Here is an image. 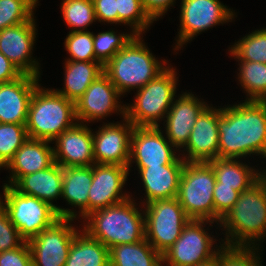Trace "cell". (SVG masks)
<instances>
[{
    "mask_svg": "<svg viewBox=\"0 0 266 266\" xmlns=\"http://www.w3.org/2000/svg\"><path fill=\"white\" fill-rule=\"evenodd\" d=\"M218 131L219 158L266 157V101L246 99L220 108Z\"/></svg>",
    "mask_w": 266,
    "mask_h": 266,
    "instance_id": "cell-1",
    "label": "cell"
},
{
    "mask_svg": "<svg viewBox=\"0 0 266 266\" xmlns=\"http://www.w3.org/2000/svg\"><path fill=\"white\" fill-rule=\"evenodd\" d=\"M230 246H254L266 237V178L262 175L239 193L237 202L219 221ZM231 236V238H230Z\"/></svg>",
    "mask_w": 266,
    "mask_h": 266,
    "instance_id": "cell-2",
    "label": "cell"
},
{
    "mask_svg": "<svg viewBox=\"0 0 266 266\" xmlns=\"http://www.w3.org/2000/svg\"><path fill=\"white\" fill-rule=\"evenodd\" d=\"M131 197L119 204L94 211L84 219L83 230L110 249L126 243H137L145 239V214ZM143 214V215H142Z\"/></svg>",
    "mask_w": 266,
    "mask_h": 266,
    "instance_id": "cell-3",
    "label": "cell"
},
{
    "mask_svg": "<svg viewBox=\"0 0 266 266\" xmlns=\"http://www.w3.org/2000/svg\"><path fill=\"white\" fill-rule=\"evenodd\" d=\"M142 39L135 35L104 65V73L121 95L130 89L142 88L167 68L164 66L167 61L158 62Z\"/></svg>",
    "mask_w": 266,
    "mask_h": 266,
    "instance_id": "cell-4",
    "label": "cell"
},
{
    "mask_svg": "<svg viewBox=\"0 0 266 266\" xmlns=\"http://www.w3.org/2000/svg\"><path fill=\"white\" fill-rule=\"evenodd\" d=\"M75 103L55 89L38 85L30 99L26 130L29 138L54 141L77 122Z\"/></svg>",
    "mask_w": 266,
    "mask_h": 266,
    "instance_id": "cell-5",
    "label": "cell"
},
{
    "mask_svg": "<svg viewBox=\"0 0 266 266\" xmlns=\"http://www.w3.org/2000/svg\"><path fill=\"white\" fill-rule=\"evenodd\" d=\"M176 69L167 68L137 90L134 104L125 105V117L135 127H160L176 97ZM159 120V121H158Z\"/></svg>",
    "mask_w": 266,
    "mask_h": 266,
    "instance_id": "cell-6",
    "label": "cell"
},
{
    "mask_svg": "<svg viewBox=\"0 0 266 266\" xmlns=\"http://www.w3.org/2000/svg\"><path fill=\"white\" fill-rule=\"evenodd\" d=\"M215 184L216 176L208 162L185 161L177 199L190 219L214 222Z\"/></svg>",
    "mask_w": 266,
    "mask_h": 266,
    "instance_id": "cell-7",
    "label": "cell"
},
{
    "mask_svg": "<svg viewBox=\"0 0 266 266\" xmlns=\"http://www.w3.org/2000/svg\"><path fill=\"white\" fill-rule=\"evenodd\" d=\"M3 194L4 199L0 197V204L7 212L10 222L26 241L60 219L53 205L35 196L19 193L6 183L3 186Z\"/></svg>",
    "mask_w": 266,
    "mask_h": 266,
    "instance_id": "cell-8",
    "label": "cell"
},
{
    "mask_svg": "<svg viewBox=\"0 0 266 266\" xmlns=\"http://www.w3.org/2000/svg\"><path fill=\"white\" fill-rule=\"evenodd\" d=\"M145 239L163 255L180 237L190 221L177 198L145 204Z\"/></svg>",
    "mask_w": 266,
    "mask_h": 266,
    "instance_id": "cell-9",
    "label": "cell"
},
{
    "mask_svg": "<svg viewBox=\"0 0 266 266\" xmlns=\"http://www.w3.org/2000/svg\"><path fill=\"white\" fill-rule=\"evenodd\" d=\"M208 222L214 223L211 220L190 219L180 237L162 255L163 265L195 266L215 256L217 251L212 248L215 241L203 226Z\"/></svg>",
    "mask_w": 266,
    "mask_h": 266,
    "instance_id": "cell-10",
    "label": "cell"
},
{
    "mask_svg": "<svg viewBox=\"0 0 266 266\" xmlns=\"http://www.w3.org/2000/svg\"><path fill=\"white\" fill-rule=\"evenodd\" d=\"M72 218H60L27 241L33 266H64L72 241L78 232ZM70 223V224H69Z\"/></svg>",
    "mask_w": 266,
    "mask_h": 266,
    "instance_id": "cell-11",
    "label": "cell"
},
{
    "mask_svg": "<svg viewBox=\"0 0 266 266\" xmlns=\"http://www.w3.org/2000/svg\"><path fill=\"white\" fill-rule=\"evenodd\" d=\"M235 13L219 0H182L180 31L175 50L202 31L234 19ZM177 48V49H176Z\"/></svg>",
    "mask_w": 266,
    "mask_h": 266,
    "instance_id": "cell-12",
    "label": "cell"
},
{
    "mask_svg": "<svg viewBox=\"0 0 266 266\" xmlns=\"http://www.w3.org/2000/svg\"><path fill=\"white\" fill-rule=\"evenodd\" d=\"M125 123H106L93 133L95 164L119 165L130 168L131 134L134 125L123 117Z\"/></svg>",
    "mask_w": 266,
    "mask_h": 266,
    "instance_id": "cell-13",
    "label": "cell"
},
{
    "mask_svg": "<svg viewBox=\"0 0 266 266\" xmlns=\"http://www.w3.org/2000/svg\"><path fill=\"white\" fill-rule=\"evenodd\" d=\"M129 168L119 165L93 164V180L88 194V215L130 198L123 194Z\"/></svg>",
    "mask_w": 266,
    "mask_h": 266,
    "instance_id": "cell-14",
    "label": "cell"
},
{
    "mask_svg": "<svg viewBox=\"0 0 266 266\" xmlns=\"http://www.w3.org/2000/svg\"><path fill=\"white\" fill-rule=\"evenodd\" d=\"M34 20L33 16L27 22L1 30L0 52L23 74L40 77L39 63L31 56L36 38Z\"/></svg>",
    "mask_w": 266,
    "mask_h": 266,
    "instance_id": "cell-15",
    "label": "cell"
},
{
    "mask_svg": "<svg viewBox=\"0 0 266 266\" xmlns=\"http://www.w3.org/2000/svg\"><path fill=\"white\" fill-rule=\"evenodd\" d=\"M120 96L109 77L101 74L75 102L77 122L98 121L115 111L125 117V106L118 104Z\"/></svg>",
    "mask_w": 266,
    "mask_h": 266,
    "instance_id": "cell-16",
    "label": "cell"
},
{
    "mask_svg": "<svg viewBox=\"0 0 266 266\" xmlns=\"http://www.w3.org/2000/svg\"><path fill=\"white\" fill-rule=\"evenodd\" d=\"M173 147V148H172ZM177 158L174 146L159 127H135L131 134L130 164L138 167L171 164Z\"/></svg>",
    "mask_w": 266,
    "mask_h": 266,
    "instance_id": "cell-17",
    "label": "cell"
},
{
    "mask_svg": "<svg viewBox=\"0 0 266 266\" xmlns=\"http://www.w3.org/2000/svg\"><path fill=\"white\" fill-rule=\"evenodd\" d=\"M86 124L77 122L63 131L54 141V161L62 167H87L95 164L93 132Z\"/></svg>",
    "mask_w": 266,
    "mask_h": 266,
    "instance_id": "cell-18",
    "label": "cell"
},
{
    "mask_svg": "<svg viewBox=\"0 0 266 266\" xmlns=\"http://www.w3.org/2000/svg\"><path fill=\"white\" fill-rule=\"evenodd\" d=\"M219 109L207 106L197 118L182 157L187 162H208L218 157ZM188 155V157H187Z\"/></svg>",
    "mask_w": 266,
    "mask_h": 266,
    "instance_id": "cell-19",
    "label": "cell"
},
{
    "mask_svg": "<svg viewBox=\"0 0 266 266\" xmlns=\"http://www.w3.org/2000/svg\"><path fill=\"white\" fill-rule=\"evenodd\" d=\"M63 167L54 163L47 169L20 177L12 187L19 193L35 196L39 200L53 205L60 218L75 219L74 210L64 209L53 204V200L62 197Z\"/></svg>",
    "mask_w": 266,
    "mask_h": 266,
    "instance_id": "cell-20",
    "label": "cell"
},
{
    "mask_svg": "<svg viewBox=\"0 0 266 266\" xmlns=\"http://www.w3.org/2000/svg\"><path fill=\"white\" fill-rule=\"evenodd\" d=\"M38 82L39 77L23 74L0 84V123L26 125L30 99Z\"/></svg>",
    "mask_w": 266,
    "mask_h": 266,
    "instance_id": "cell-21",
    "label": "cell"
},
{
    "mask_svg": "<svg viewBox=\"0 0 266 266\" xmlns=\"http://www.w3.org/2000/svg\"><path fill=\"white\" fill-rule=\"evenodd\" d=\"M193 94L183 93L172 103L166 115V138L177 148H184L200 113L208 106ZM183 146V147H182Z\"/></svg>",
    "mask_w": 266,
    "mask_h": 266,
    "instance_id": "cell-22",
    "label": "cell"
},
{
    "mask_svg": "<svg viewBox=\"0 0 266 266\" xmlns=\"http://www.w3.org/2000/svg\"><path fill=\"white\" fill-rule=\"evenodd\" d=\"M184 164L185 160L178 155L171 164L138 167L146 204L153 200L177 198Z\"/></svg>",
    "mask_w": 266,
    "mask_h": 266,
    "instance_id": "cell-23",
    "label": "cell"
},
{
    "mask_svg": "<svg viewBox=\"0 0 266 266\" xmlns=\"http://www.w3.org/2000/svg\"><path fill=\"white\" fill-rule=\"evenodd\" d=\"M49 143L51 142L28 138L5 167L12 172L7 185L12 186L20 177L52 166L55 163L54 147L49 146Z\"/></svg>",
    "mask_w": 266,
    "mask_h": 266,
    "instance_id": "cell-24",
    "label": "cell"
},
{
    "mask_svg": "<svg viewBox=\"0 0 266 266\" xmlns=\"http://www.w3.org/2000/svg\"><path fill=\"white\" fill-rule=\"evenodd\" d=\"M64 89L56 90L74 103L85 93L92 82L104 73V66L95 61L65 62Z\"/></svg>",
    "mask_w": 266,
    "mask_h": 266,
    "instance_id": "cell-25",
    "label": "cell"
},
{
    "mask_svg": "<svg viewBox=\"0 0 266 266\" xmlns=\"http://www.w3.org/2000/svg\"><path fill=\"white\" fill-rule=\"evenodd\" d=\"M92 180L93 165L63 167L62 197L69 205L78 206L83 219L88 215V194Z\"/></svg>",
    "mask_w": 266,
    "mask_h": 266,
    "instance_id": "cell-26",
    "label": "cell"
},
{
    "mask_svg": "<svg viewBox=\"0 0 266 266\" xmlns=\"http://www.w3.org/2000/svg\"><path fill=\"white\" fill-rule=\"evenodd\" d=\"M208 163L214 170L216 183H221V186L234 187V190L239 193L248 189L263 174L237 159L216 157Z\"/></svg>",
    "mask_w": 266,
    "mask_h": 266,
    "instance_id": "cell-27",
    "label": "cell"
},
{
    "mask_svg": "<svg viewBox=\"0 0 266 266\" xmlns=\"http://www.w3.org/2000/svg\"><path fill=\"white\" fill-rule=\"evenodd\" d=\"M77 232L64 266H110L109 249L84 230Z\"/></svg>",
    "mask_w": 266,
    "mask_h": 266,
    "instance_id": "cell-28",
    "label": "cell"
},
{
    "mask_svg": "<svg viewBox=\"0 0 266 266\" xmlns=\"http://www.w3.org/2000/svg\"><path fill=\"white\" fill-rule=\"evenodd\" d=\"M110 266H163L162 255L146 240L109 249Z\"/></svg>",
    "mask_w": 266,
    "mask_h": 266,
    "instance_id": "cell-29",
    "label": "cell"
},
{
    "mask_svg": "<svg viewBox=\"0 0 266 266\" xmlns=\"http://www.w3.org/2000/svg\"><path fill=\"white\" fill-rule=\"evenodd\" d=\"M238 79L248 100L266 101V64L240 61Z\"/></svg>",
    "mask_w": 266,
    "mask_h": 266,
    "instance_id": "cell-30",
    "label": "cell"
},
{
    "mask_svg": "<svg viewBox=\"0 0 266 266\" xmlns=\"http://www.w3.org/2000/svg\"><path fill=\"white\" fill-rule=\"evenodd\" d=\"M230 50L237 61H252L266 64V28L255 30L235 43Z\"/></svg>",
    "mask_w": 266,
    "mask_h": 266,
    "instance_id": "cell-31",
    "label": "cell"
},
{
    "mask_svg": "<svg viewBox=\"0 0 266 266\" xmlns=\"http://www.w3.org/2000/svg\"><path fill=\"white\" fill-rule=\"evenodd\" d=\"M61 13L71 31H84L96 21L93 0H62ZM79 28V29H78Z\"/></svg>",
    "mask_w": 266,
    "mask_h": 266,
    "instance_id": "cell-32",
    "label": "cell"
},
{
    "mask_svg": "<svg viewBox=\"0 0 266 266\" xmlns=\"http://www.w3.org/2000/svg\"><path fill=\"white\" fill-rule=\"evenodd\" d=\"M28 138L26 125L0 123V168L7 166Z\"/></svg>",
    "mask_w": 266,
    "mask_h": 266,
    "instance_id": "cell-33",
    "label": "cell"
},
{
    "mask_svg": "<svg viewBox=\"0 0 266 266\" xmlns=\"http://www.w3.org/2000/svg\"><path fill=\"white\" fill-rule=\"evenodd\" d=\"M135 35L134 33L117 35L113 30L93 34L95 62L106 65Z\"/></svg>",
    "mask_w": 266,
    "mask_h": 266,
    "instance_id": "cell-34",
    "label": "cell"
},
{
    "mask_svg": "<svg viewBox=\"0 0 266 266\" xmlns=\"http://www.w3.org/2000/svg\"><path fill=\"white\" fill-rule=\"evenodd\" d=\"M118 23L129 24L132 33L141 35L153 23L141 0H116Z\"/></svg>",
    "mask_w": 266,
    "mask_h": 266,
    "instance_id": "cell-35",
    "label": "cell"
},
{
    "mask_svg": "<svg viewBox=\"0 0 266 266\" xmlns=\"http://www.w3.org/2000/svg\"><path fill=\"white\" fill-rule=\"evenodd\" d=\"M38 0H0V31L29 21Z\"/></svg>",
    "mask_w": 266,
    "mask_h": 266,
    "instance_id": "cell-36",
    "label": "cell"
},
{
    "mask_svg": "<svg viewBox=\"0 0 266 266\" xmlns=\"http://www.w3.org/2000/svg\"><path fill=\"white\" fill-rule=\"evenodd\" d=\"M258 245L257 248H255ZM218 249L219 266H262L255 250H259V244L255 246H230L221 244ZM261 264V265H260Z\"/></svg>",
    "mask_w": 266,
    "mask_h": 266,
    "instance_id": "cell-37",
    "label": "cell"
},
{
    "mask_svg": "<svg viewBox=\"0 0 266 266\" xmlns=\"http://www.w3.org/2000/svg\"><path fill=\"white\" fill-rule=\"evenodd\" d=\"M65 49L70 54V61H95L93 32L71 31L65 39Z\"/></svg>",
    "mask_w": 266,
    "mask_h": 266,
    "instance_id": "cell-38",
    "label": "cell"
},
{
    "mask_svg": "<svg viewBox=\"0 0 266 266\" xmlns=\"http://www.w3.org/2000/svg\"><path fill=\"white\" fill-rule=\"evenodd\" d=\"M26 240L10 222L3 206L0 204V252L21 247Z\"/></svg>",
    "mask_w": 266,
    "mask_h": 266,
    "instance_id": "cell-39",
    "label": "cell"
},
{
    "mask_svg": "<svg viewBox=\"0 0 266 266\" xmlns=\"http://www.w3.org/2000/svg\"><path fill=\"white\" fill-rule=\"evenodd\" d=\"M239 192L234 187L221 186L216 183L213 192L214 222H219L237 202Z\"/></svg>",
    "mask_w": 266,
    "mask_h": 266,
    "instance_id": "cell-40",
    "label": "cell"
},
{
    "mask_svg": "<svg viewBox=\"0 0 266 266\" xmlns=\"http://www.w3.org/2000/svg\"><path fill=\"white\" fill-rule=\"evenodd\" d=\"M0 266H33L27 241L21 247L0 252Z\"/></svg>",
    "mask_w": 266,
    "mask_h": 266,
    "instance_id": "cell-41",
    "label": "cell"
},
{
    "mask_svg": "<svg viewBox=\"0 0 266 266\" xmlns=\"http://www.w3.org/2000/svg\"><path fill=\"white\" fill-rule=\"evenodd\" d=\"M96 18L99 22L118 24L116 0H93Z\"/></svg>",
    "mask_w": 266,
    "mask_h": 266,
    "instance_id": "cell-42",
    "label": "cell"
},
{
    "mask_svg": "<svg viewBox=\"0 0 266 266\" xmlns=\"http://www.w3.org/2000/svg\"><path fill=\"white\" fill-rule=\"evenodd\" d=\"M145 11L154 20L164 15L175 0H141Z\"/></svg>",
    "mask_w": 266,
    "mask_h": 266,
    "instance_id": "cell-43",
    "label": "cell"
},
{
    "mask_svg": "<svg viewBox=\"0 0 266 266\" xmlns=\"http://www.w3.org/2000/svg\"><path fill=\"white\" fill-rule=\"evenodd\" d=\"M22 75L23 73L0 52V84L14 81Z\"/></svg>",
    "mask_w": 266,
    "mask_h": 266,
    "instance_id": "cell-44",
    "label": "cell"
},
{
    "mask_svg": "<svg viewBox=\"0 0 266 266\" xmlns=\"http://www.w3.org/2000/svg\"><path fill=\"white\" fill-rule=\"evenodd\" d=\"M219 247H221V246H218L217 253L215 256L209 258L206 261L200 262L199 264H197L195 266H219L218 265V249H220Z\"/></svg>",
    "mask_w": 266,
    "mask_h": 266,
    "instance_id": "cell-45",
    "label": "cell"
},
{
    "mask_svg": "<svg viewBox=\"0 0 266 266\" xmlns=\"http://www.w3.org/2000/svg\"><path fill=\"white\" fill-rule=\"evenodd\" d=\"M262 175L266 178V171Z\"/></svg>",
    "mask_w": 266,
    "mask_h": 266,
    "instance_id": "cell-46",
    "label": "cell"
}]
</instances>
